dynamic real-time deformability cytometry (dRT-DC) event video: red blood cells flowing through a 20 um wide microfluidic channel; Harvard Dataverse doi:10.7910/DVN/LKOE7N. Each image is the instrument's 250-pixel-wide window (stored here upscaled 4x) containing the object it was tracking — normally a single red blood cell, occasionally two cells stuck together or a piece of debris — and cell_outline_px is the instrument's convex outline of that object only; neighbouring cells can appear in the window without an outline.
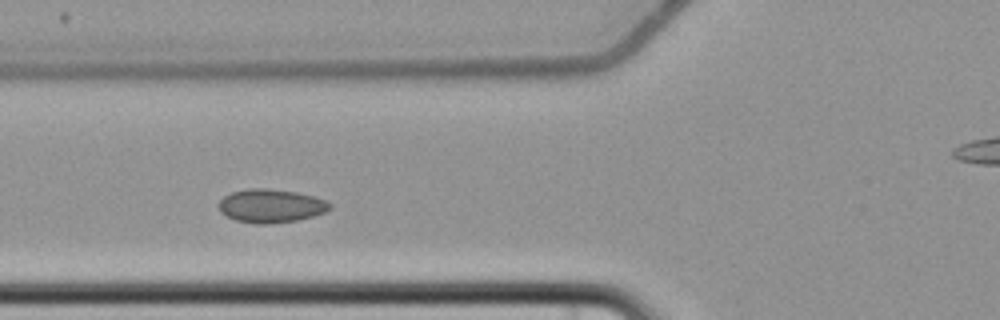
{"species": "common noctule bat (a hibernating species)", "species_latin": "Nyctalus noctula", "temperature_condition": "cold", "stored_images_in_passage": 8, "camera_frame_rate_fps": 3000, "um_per_image_px": 0.085, "animal": {"sex": "female", "body_mass_g": 22.7, "forearm_length_mm": 54.2}, "frame": {"image": 1, "passage_image": 5, "time_ms": 4.667, "image_size_px": [1000, 320], "cell_outline_px": [[332, 208], [324, 212], [312, 216], [296, 220], [268, 224], [256, 224], [236, 220], [220, 212], [220, 200], [224, 196], [232, 192], [252, 188], [268, 188], [296, 192], [312, 196], [324, 200], [332, 204]], "centroid_in_image_um": [23.03, 17.5], "position_along_channel_um": 102.8, "area_um2": 21.44}}
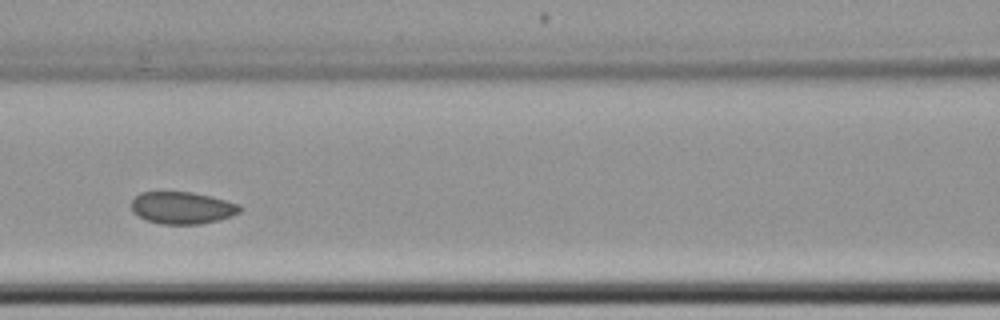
{"frame": {"image": 2, "passage_image": 6, "time_ms": 6.0, "image_size_px": [1000, 320], "cell_outline_px": [[244, 208], [240, 212], [232, 216], [200, 224], [160, 224], [148, 220], [132, 212], [132, 200], [140, 192], [192, 192], [212, 196], [240, 204]], "centroid_in_image_um": [15.53, 17.66], "position_along_channel_um": 151.1, "area_um2": 20.35}}
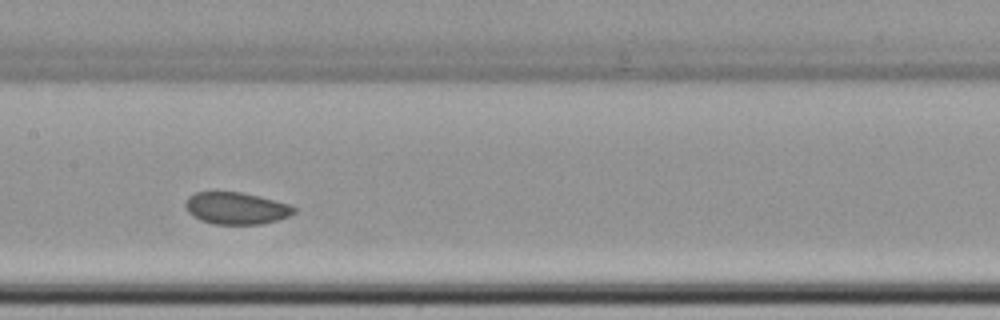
{"frame": {"image": 3, "passage_image": 7, "time_ms": 7.0, "image_size_px": [1000, 320], "cell_outline_px": [[296, 212], [288, 216], [276, 220], [260, 224], [212, 224], [200, 220], [188, 212], [184, 204], [188, 196], [196, 192], [240, 192], [288, 204], [296, 208]], "centroid_in_image_um": [20.03, 17.71], "position_along_channel_um": 187.4, "area_um2": 20.0}}